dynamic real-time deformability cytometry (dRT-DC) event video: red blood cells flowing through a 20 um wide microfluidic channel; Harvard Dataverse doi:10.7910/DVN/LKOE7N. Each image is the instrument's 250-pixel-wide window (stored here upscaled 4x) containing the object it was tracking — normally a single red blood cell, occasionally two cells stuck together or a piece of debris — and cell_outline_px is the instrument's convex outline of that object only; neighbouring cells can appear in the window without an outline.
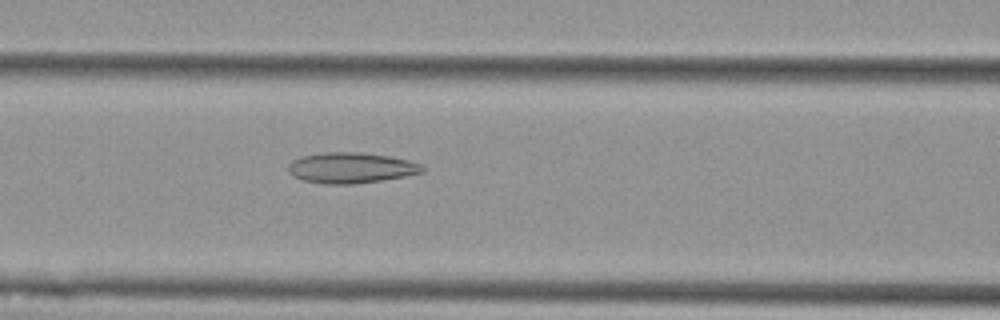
{"species": "Egyptian fruit bat (a non-hibernating species)", "species_latin": "Rousettus aegyptiacus", "temperature_condition": "cold", "stored_images_in_passage": 36, "camera_frame_rate_fps": 3000, "um_per_image_px": 0.085, "animal": {"sex": "female"}, "frame": {"image": 1, "passage_image": 6, "time_ms": 1.667, "image_size_px": [1000, 320], "cell_outline_px": [[424, 172], [404, 176], [380, 180], [352, 184], [324, 184], [304, 180], [292, 176], [288, 172], [288, 164], [292, 160], [300, 156], [320, 152], [360, 152], [388, 156], [408, 160], [420, 164], [424, 168]], "centroid_in_image_um": [29.78, 14.25], "position_along_channel_um": 136.8, "area_um2": 23.99}}
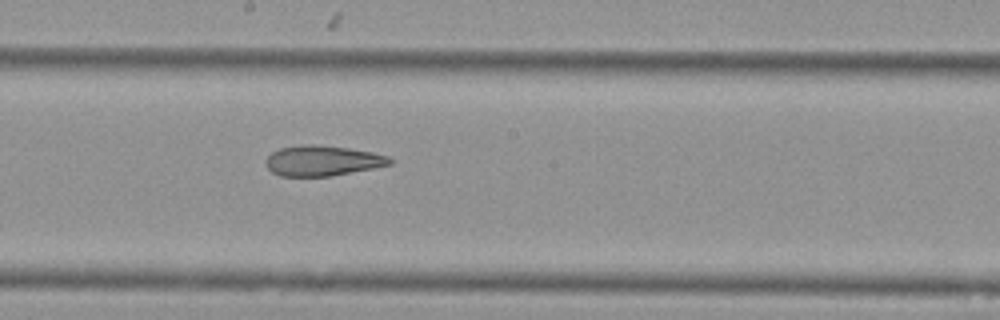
{"frame": {"image": 2, "passage_image": 13, "time_ms": 4.0, "image_size_px": [1000, 320], "cell_outline_px": [[392, 164], [332, 176], [280, 176], [272, 172], [264, 164], [264, 160], [272, 152], [280, 148], [300, 144], [312, 144], [348, 148], [372, 152], [388, 156], [392, 160]], "centroid_in_image_um": [27.37, 13.66], "position_along_channel_um": 220.8, "area_um2": 21.96}}
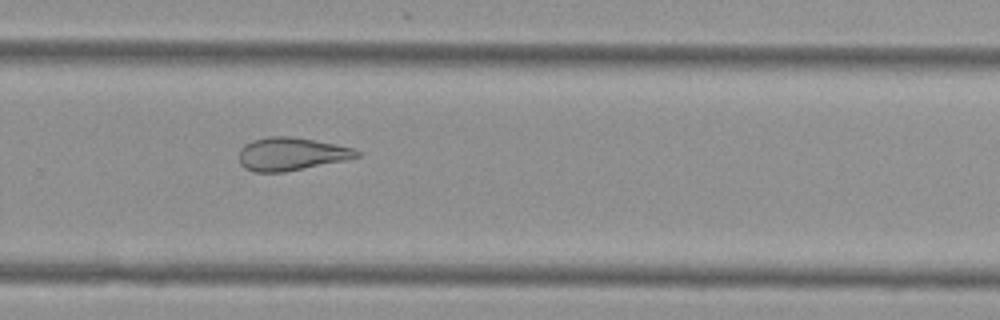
{"frame": {"image": 3, "passage_image": 20, "time_ms": 6.333, "image_size_px": [1000, 320], "cell_outline_px": [[360, 156], [348, 160], [284, 172], [252, 172], [244, 168], [240, 164], [240, 148], [244, 144], [252, 140], [268, 136], [288, 136], [336, 144], [352, 148], [360, 152]], "centroid_in_image_um": [24.74, 13.09], "position_along_channel_um": 305.1, "area_um2": 22.72}}